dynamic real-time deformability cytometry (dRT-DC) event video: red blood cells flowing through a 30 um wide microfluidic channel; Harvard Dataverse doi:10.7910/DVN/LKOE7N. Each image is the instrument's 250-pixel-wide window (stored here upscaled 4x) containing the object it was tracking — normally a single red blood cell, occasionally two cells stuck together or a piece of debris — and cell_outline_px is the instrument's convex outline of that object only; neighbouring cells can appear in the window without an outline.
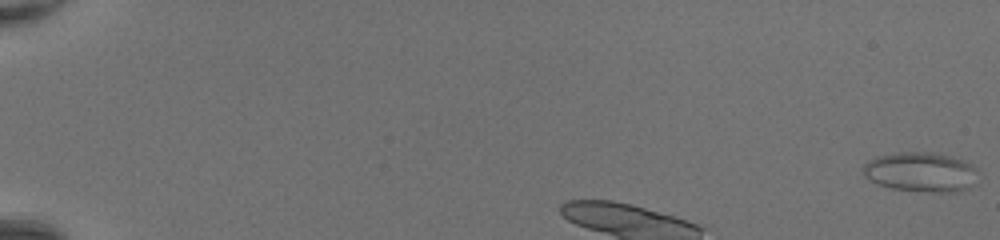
{"species": "common noctule bat (a hibernating species)", "species_latin": "Nyctalus noctula", "temperature_condition": "room temperature", "stored_images_in_passage": 9, "camera_frame_rate_fps": 3000, "um_per_image_px": 0.085, "animal": {"sex": "female", "body_mass_g": 20.0, "forearm_length_mm": 54.0}, "frame": {"image": 1, "passage_image": 1, "time_ms": 0.0, "image_size_px": [1000, 240], "cell_outline_px": [[980, 172], [976, 184], [960, 192], [932, 192], [892, 188], [876, 184], [864, 176], [864, 164], [868, 160], [876, 156], [896, 152], [932, 152], [952, 156], [964, 160], [972, 164]], "centroid_in_image_um": [78.33, 14.62], "position_along_channel_um": 6.7, "area_um2": 27.11}}